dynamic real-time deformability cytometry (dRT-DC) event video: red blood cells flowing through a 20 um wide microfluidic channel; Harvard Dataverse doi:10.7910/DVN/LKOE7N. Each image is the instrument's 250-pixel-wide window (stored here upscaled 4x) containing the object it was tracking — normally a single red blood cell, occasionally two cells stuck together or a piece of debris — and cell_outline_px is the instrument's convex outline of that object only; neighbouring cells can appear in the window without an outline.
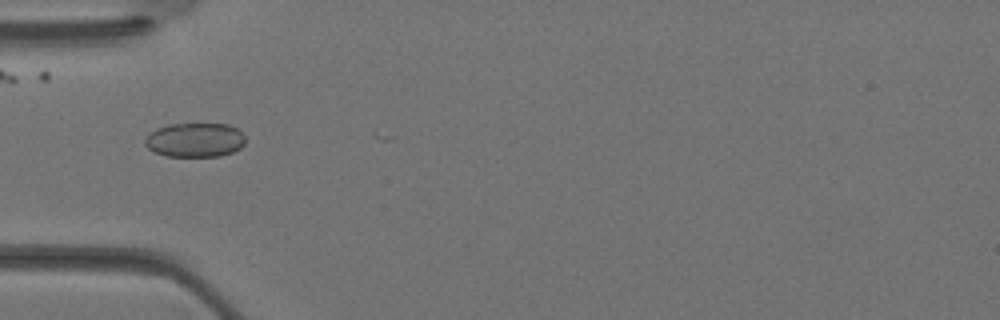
{"species": "Egyptian fruit bat (a non-hibernating species)", "species_latin": "Rousettus aegyptiacus", "temperature_condition": "warm", "stored_images_in_passage": 5, "camera_frame_rate_fps": 3000, "um_per_image_px": 0.085, "animal": {"sex": "female"}, "frame": {"image": 1, "passage_image": 4, "time_ms": 1.0, "image_size_px": [1000, 320], "cell_outline_px": [[244, 144], [240, 148], [232, 152], [220, 156], [168, 156], [152, 152], [144, 144], [144, 140], [156, 128], [168, 124], [228, 124], [236, 128], [244, 136]], "centroid_in_image_um": [16.55, 11.9], "position_along_channel_um": 68.4, "area_um2": 20.0}}